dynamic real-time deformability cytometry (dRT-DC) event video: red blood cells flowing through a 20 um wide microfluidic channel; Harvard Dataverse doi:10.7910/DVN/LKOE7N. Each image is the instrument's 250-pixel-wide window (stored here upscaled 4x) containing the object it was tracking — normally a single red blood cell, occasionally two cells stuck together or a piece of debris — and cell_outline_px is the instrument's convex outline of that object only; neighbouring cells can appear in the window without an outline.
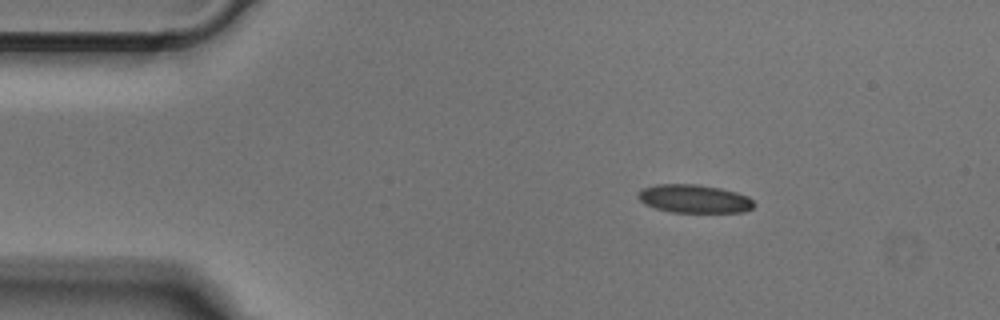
{"species": "Egyptian fruit bat (a non-hibernating species)", "species_latin": "Rousettus aegyptiacus", "temperature_condition": "cold", "stored_images_in_passage": 31, "camera_frame_rate_fps": 3000, "um_per_image_px": 0.085, "animal": {"sex": "male"}, "frame": {"image": 1, "passage_image": 1, "time_ms": 0.0, "image_size_px": [1000, 320], "cell_outline_px": [[756, 204], [752, 208], [744, 212], [672, 212], [656, 208], [644, 204], [636, 196], [636, 192], [640, 188], [656, 184], [700, 184], [720, 188], [736, 192], [748, 196]], "centroid_in_image_um": [58.97, 16.88], "position_along_channel_um": 26.0, "area_um2": 19.36}}
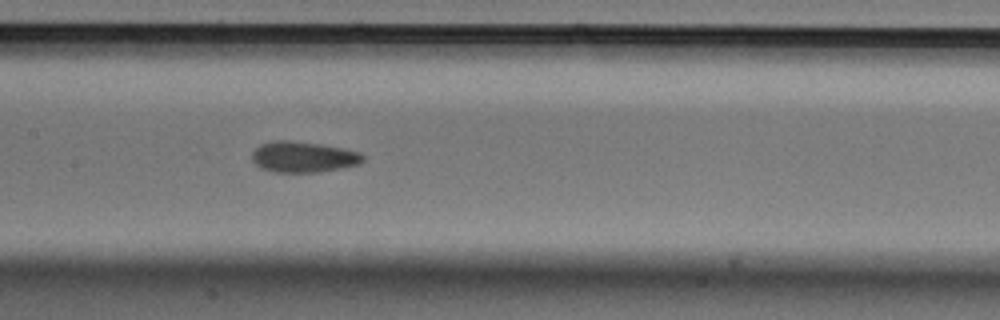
{"frame": {"image": 2, "passage_image": 17, "time_ms": 5.333, "image_size_px": [1000, 320], "cell_outline_px": [[364, 160], [360, 164], [344, 168], [320, 172], [272, 172], [260, 168], [252, 160], [252, 152], [260, 144], [272, 140], [288, 140], [320, 144], [360, 152], [364, 156]], "centroid_in_image_um": [25.77, 13.35], "position_along_channel_um": 181.6, "area_um2": 20.11}}
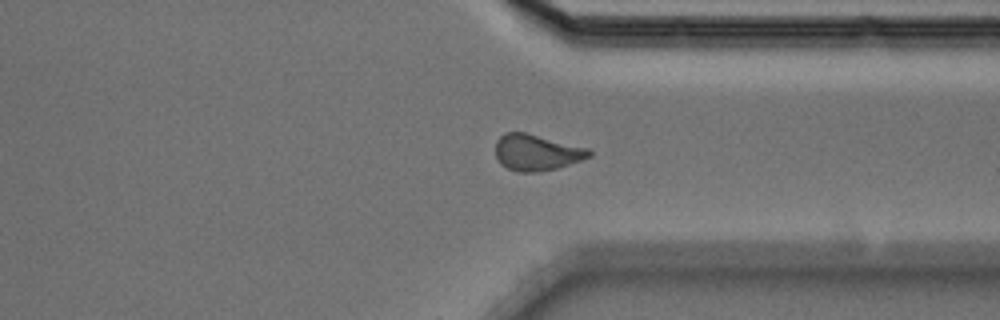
{"frame": {"image": 3, "passage_image": 31, "time_ms": 10.0, "image_size_px": [1000, 320], "cell_outline_px": [[592, 156], [556, 168], [540, 172], [520, 172], [508, 168], [500, 164], [496, 156], [496, 140], [504, 132], [524, 132], [588, 148], [592, 152]], "centroid_in_image_um": [45.59, 12.96], "position_along_channel_um": 365.8, "area_um2": 19.59}}